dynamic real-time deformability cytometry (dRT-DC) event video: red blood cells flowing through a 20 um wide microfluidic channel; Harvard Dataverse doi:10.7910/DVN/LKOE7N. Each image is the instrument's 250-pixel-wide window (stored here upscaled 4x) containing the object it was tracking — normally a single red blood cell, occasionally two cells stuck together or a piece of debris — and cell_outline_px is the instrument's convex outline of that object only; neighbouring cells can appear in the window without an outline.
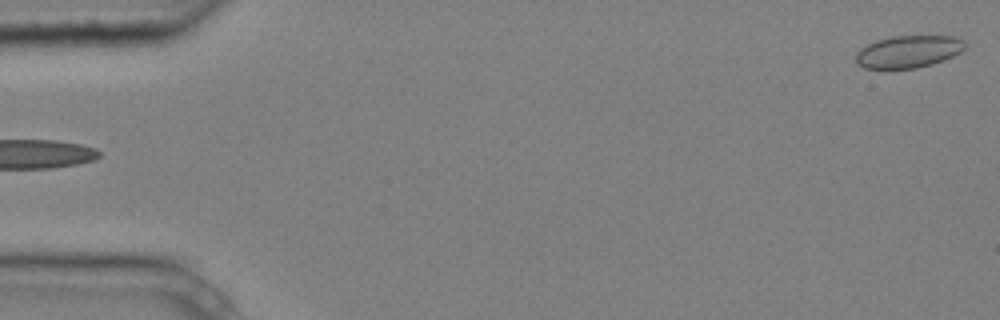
{"species": "common noctule bat (a hibernating species)", "species_latin": "Nyctalus noctula", "temperature_condition": "cold", "stored_images_in_passage": 4, "segment_of_instrument_passage": [2, 2], "camera_frame_rate_fps": 3000, "um_per_image_px": 0.085, "animal": {"sex": "male", "body_mass_g": 20.4}, "frame": {"image": 1, "passage_image": 4, "time_ms": 1.0, "image_size_px": [1000, 320], "cell_outline_px": [[964, 48], [960, 52], [944, 60], [932, 64], [916, 68], [864, 68], [856, 64], [856, 52], [860, 48], [876, 40], [892, 36], [956, 36], [964, 40]], "centroid_in_image_um": [77.19, 4.38], "position_along_channel_um": 7.8, "area_um2": 20.52}}